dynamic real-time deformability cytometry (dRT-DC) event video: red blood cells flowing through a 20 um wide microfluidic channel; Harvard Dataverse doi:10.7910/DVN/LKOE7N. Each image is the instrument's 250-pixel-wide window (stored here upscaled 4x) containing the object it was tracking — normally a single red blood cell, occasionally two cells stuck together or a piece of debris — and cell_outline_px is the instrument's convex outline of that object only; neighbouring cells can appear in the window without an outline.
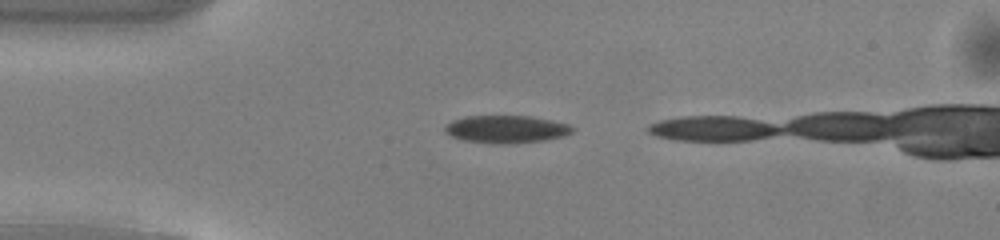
{"species": "common noctule bat (a hibernating species)", "species_latin": "Nyctalus noctula", "temperature_condition": "warm", "stored_images_in_passage": 4, "camera_frame_rate_fps": 3000, "um_per_image_px": 0.085, "animal": {"sex": "male", "body_mass_g": 13.0, "forearm_length_mm": 53.1}, "frame": {"image": 1, "passage_image": 1, "time_ms": 0.0, "image_size_px": [1000, 240], "cell_outline_px": [[576, 128], [572, 132], [564, 136], [544, 140], [516, 144], [492, 144], [464, 140], [452, 136], [444, 132], [444, 128], [452, 120], [464, 116], [532, 116], [552, 120], [568, 124]], "centroid_in_image_um": [43.05, 10.99], "position_along_channel_um": 42.0, "area_um2": 20.75}}